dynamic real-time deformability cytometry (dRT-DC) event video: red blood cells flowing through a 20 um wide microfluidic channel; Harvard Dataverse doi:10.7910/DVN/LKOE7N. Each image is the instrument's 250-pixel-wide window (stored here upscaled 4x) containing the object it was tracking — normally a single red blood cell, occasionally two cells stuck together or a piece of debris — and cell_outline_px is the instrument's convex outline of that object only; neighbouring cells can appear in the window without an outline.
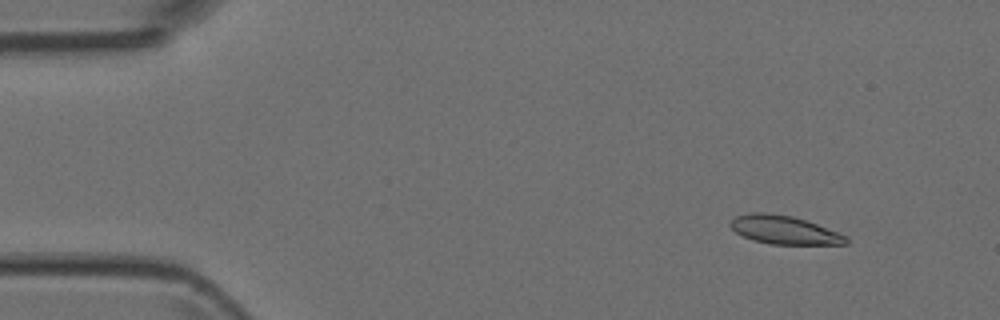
{"species": "Egyptian fruit bat (a non-hibernating species)", "species_latin": "Rousettus aegyptiacus", "temperature_condition": "room temperature", "stored_images_in_passage": 45, "camera_frame_rate_fps": 3000, "um_per_image_px": 0.085, "animal": {"sex": "female"}, "frame": {"image": 1, "passage_image": 1, "time_ms": 0.0, "image_size_px": [1000, 320], "cell_outline_px": [[848, 244], [772, 244], [752, 240], [736, 232], [728, 224], [736, 216], [748, 212], [764, 212], [792, 216], [816, 224], [836, 232], [844, 236], [848, 240]], "centroid_in_image_um": [66.59, 19.54], "position_along_channel_um": 18.4, "area_um2": 18.84}}
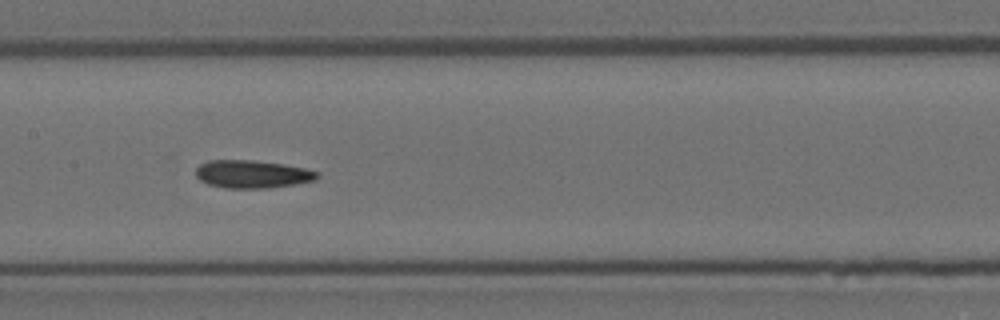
{"frame": {"image": 2, "passage_image": 20, "time_ms": 6.333, "image_size_px": [1000, 320], "cell_outline_px": [[320, 176], [316, 180], [268, 188], [224, 188], [208, 184], [200, 180], [196, 176], [196, 168], [200, 164], [208, 160], [252, 160], [284, 164], [304, 168], [320, 172]], "centroid_in_image_um": [21.44, 14.8], "position_along_channel_um": 186.0, "area_um2": 19.77}}
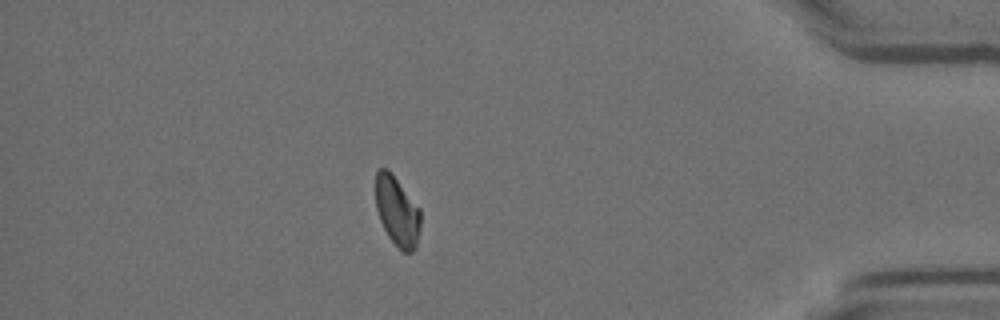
{"frame": {"image": 3, "passage_image": 39, "time_ms": 12.667, "image_size_px": [1000, 320], "cell_outline_px": [[420, 228], [416, 248], [412, 252], [404, 252], [388, 236], [380, 220], [376, 208], [376, 168], [388, 168], [420, 208]], "centroid_in_image_um": [33.76, 17.93], "position_along_channel_um": 401.4, "area_um2": 18.21}}